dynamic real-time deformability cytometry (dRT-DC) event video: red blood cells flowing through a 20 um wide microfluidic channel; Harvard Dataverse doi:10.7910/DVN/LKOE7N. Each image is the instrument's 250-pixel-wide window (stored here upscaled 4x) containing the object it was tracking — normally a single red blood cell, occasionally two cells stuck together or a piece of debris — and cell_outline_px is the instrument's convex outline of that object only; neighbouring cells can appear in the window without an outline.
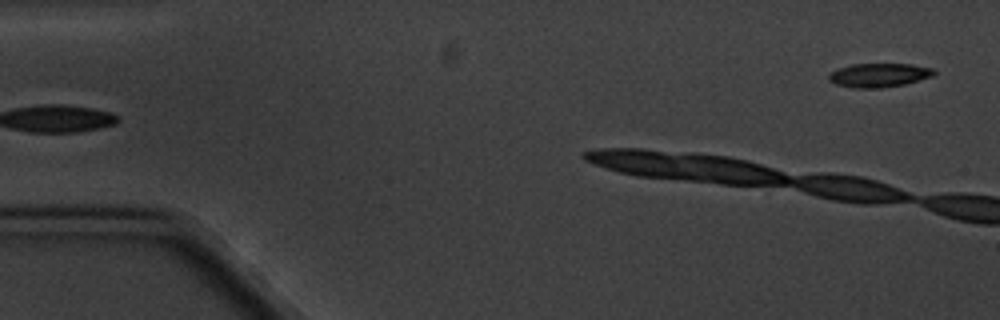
{"species": "common noctule bat (a hibernating species)", "species_latin": "Nyctalus noctula", "temperature_condition": "cold", "stored_images_in_passage": 5, "segment_of_instrument_passage": [2, 2], "camera_frame_rate_fps": 3000, "um_per_image_px": 0.085, "animal": {"sex": "male", "body_mass_g": 20.1, "forearm_length_mm": 53.5}, "frame": {"image": 1, "passage_image": 5, "time_ms": 5.667, "image_size_px": [1000, 320], "cell_outline_px": [[936, 72], [932, 76], [904, 84], [880, 88], [852, 88], [836, 84], [828, 80], [828, 76], [832, 72], [840, 68], [852, 64], [912, 64], [932, 68]], "centroid_in_image_um": [74.71, 6.39], "position_along_channel_um": 10.3, "area_um2": 14.51}}